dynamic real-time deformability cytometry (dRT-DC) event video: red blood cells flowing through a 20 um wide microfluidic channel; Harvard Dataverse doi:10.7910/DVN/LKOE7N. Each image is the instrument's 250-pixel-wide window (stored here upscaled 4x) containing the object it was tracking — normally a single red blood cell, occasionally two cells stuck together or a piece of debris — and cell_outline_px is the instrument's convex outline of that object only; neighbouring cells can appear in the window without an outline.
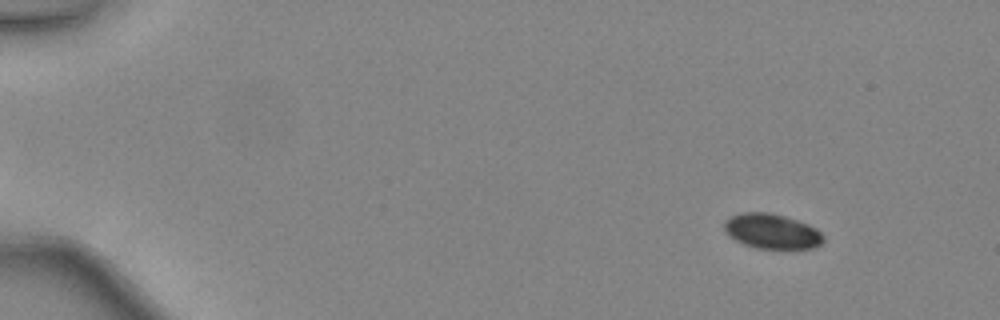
{"species": "common noctule bat (a hibernating species)", "species_latin": "Nyctalus noctula", "temperature_condition": "warm", "stored_images_in_passage": 48, "camera_frame_rate_fps": 3000, "um_per_image_px": 0.085, "animal": {"sex": "female", "body_mass_g": 24.6, "forearm_length_mm": 56.2}, "frame": {"image": 1, "passage_image": 6, "time_ms": 1.667, "image_size_px": [1000, 320], "cell_outline_px": [[824, 240], [820, 244], [812, 248], [756, 248], [744, 244], [728, 236], [724, 232], [724, 220], [732, 216], [744, 212], [768, 212], [784, 216], [808, 224], [816, 228], [824, 236]], "centroid_in_image_um": [65.58, 19.65], "position_along_channel_um": 19.4, "area_um2": 20.11}}
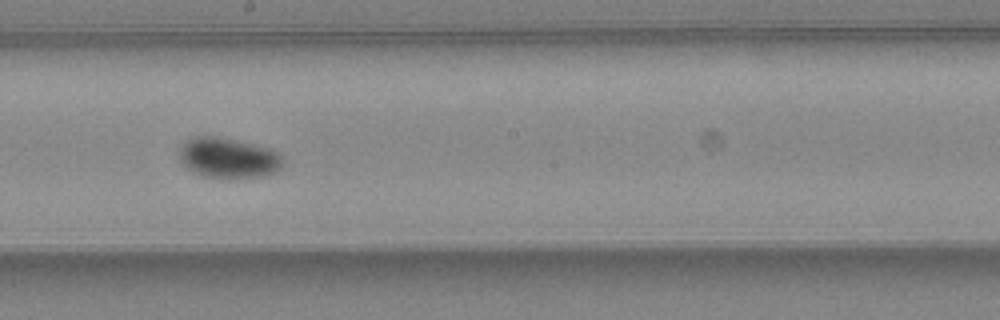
{"frame": {"image": 2, "passage_image": 29, "time_ms": 9.333, "image_size_px": [1000, 320], "cell_outline_px": [[280, 168], [276, 172], [264, 176], [228, 180], [204, 176], [188, 168], [180, 160], [180, 148], [192, 136], [216, 136], [252, 144], [268, 148], [276, 152], [280, 156]], "centroid_in_image_um": [19.39, 13.45], "position_along_channel_um": 228.8, "area_um2": 24.22}}
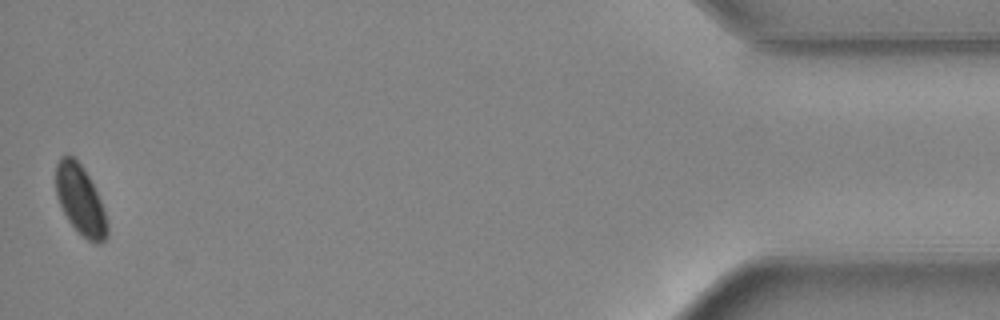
{"frame": {"image": 3, "passage_image": 48, "time_ms": 15.667, "image_size_px": [1000, 320], "cell_outline_px": [[108, 236], [100, 244], [96, 244], [88, 240], [68, 220], [56, 196], [56, 164], [60, 156], [68, 152], [84, 168], [100, 200], [108, 224]], "centroid_in_image_um": [6.82, 16.98], "position_along_channel_um": 428.4, "area_um2": 20.63}, "authors_computed_cell_mechanics": {"area_um2": 21.7039, "velocity_mm_per_s": 4.4307, "shape_relaxation_time_tau1_ms": 4.7848, "shape_relaxation_time_tau2_ms": null, "deformation_change_tau1": 0.0805, "deformation_change_tau2": null}}